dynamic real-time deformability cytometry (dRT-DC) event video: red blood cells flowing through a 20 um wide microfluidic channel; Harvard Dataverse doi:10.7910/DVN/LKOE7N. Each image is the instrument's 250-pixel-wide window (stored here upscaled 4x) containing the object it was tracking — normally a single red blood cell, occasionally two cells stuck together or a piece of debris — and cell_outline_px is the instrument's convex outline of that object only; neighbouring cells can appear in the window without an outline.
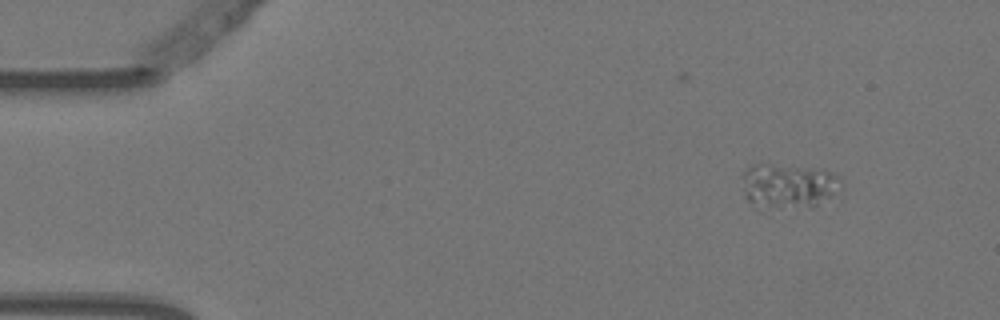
{"species": "Egyptian fruit bat (a non-hibernating species)", "species_latin": "Rousettus aegyptiacus", "temperature_condition": "warm", "stored_images_in_passage": 3, "camera_frame_rate_fps": 3000, "um_per_image_px": 0.085, "animal": {"sex": "female"}, "frame": {"image": 1, "passage_image": 1, "time_ms": 0.0, "image_size_px": [1000, 320], "cell_outline_px": [[844, 188], [832, 196], [812, 208], [776, 204], [748, 200], [740, 176], [752, 164], [768, 164], [820, 168], [836, 172], [844, 180]], "centroid_in_image_um": [67.19, 15.7], "position_along_channel_um": 17.8, "area_um2": 25.26}}
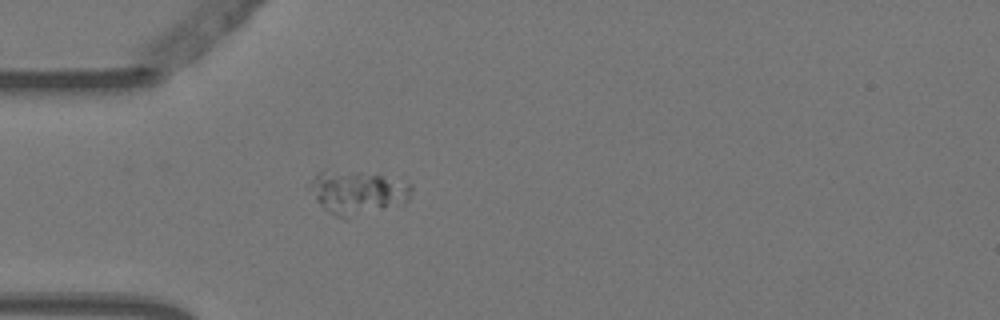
{"frame": {"image": 2, "passage_image": 3, "time_ms": 0.667, "image_size_px": [1000, 320], "cell_outline_px": [[412, 192], [408, 200], [404, 204], [348, 220], [336, 216], [328, 212], [316, 200], [308, 188], [312, 180], [320, 172], [360, 172], [408, 180], [412, 184]], "centroid_in_image_um": [30.47, 16.41], "position_along_channel_um": 54.5, "area_um2": 26.13}}